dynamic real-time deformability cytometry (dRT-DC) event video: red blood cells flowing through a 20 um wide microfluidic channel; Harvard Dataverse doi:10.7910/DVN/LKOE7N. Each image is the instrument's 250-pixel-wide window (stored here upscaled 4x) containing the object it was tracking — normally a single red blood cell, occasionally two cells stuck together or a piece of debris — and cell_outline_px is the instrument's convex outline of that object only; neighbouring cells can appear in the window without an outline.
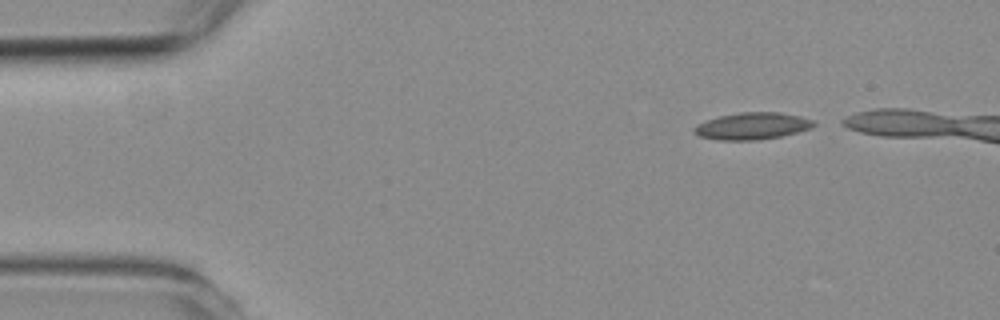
{"species": "common noctule bat (a hibernating species)", "species_latin": "Nyctalus noctula", "temperature_condition": "room temperature", "stored_images_in_passage": 4, "camera_frame_rate_fps": 3000, "um_per_image_px": 0.085, "animal": {"sex": "female", "body_mass_g": 19.3, "forearm_length_mm": 54.1}, "frame": {"image": 1, "passage_image": 1, "time_ms": 0.0, "image_size_px": [1000, 320], "cell_outline_px": [[816, 124], [812, 128], [780, 136], [756, 140], [716, 140], [700, 136], [692, 132], [692, 128], [696, 124], [704, 120], [720, 116], [740, 112], [780, 112], [800, 116], [816, 120]], "centroid_in_image_um": [63.92, 10.7], "position_along_channel_um": 21.1, "area_um2": 18.96}}